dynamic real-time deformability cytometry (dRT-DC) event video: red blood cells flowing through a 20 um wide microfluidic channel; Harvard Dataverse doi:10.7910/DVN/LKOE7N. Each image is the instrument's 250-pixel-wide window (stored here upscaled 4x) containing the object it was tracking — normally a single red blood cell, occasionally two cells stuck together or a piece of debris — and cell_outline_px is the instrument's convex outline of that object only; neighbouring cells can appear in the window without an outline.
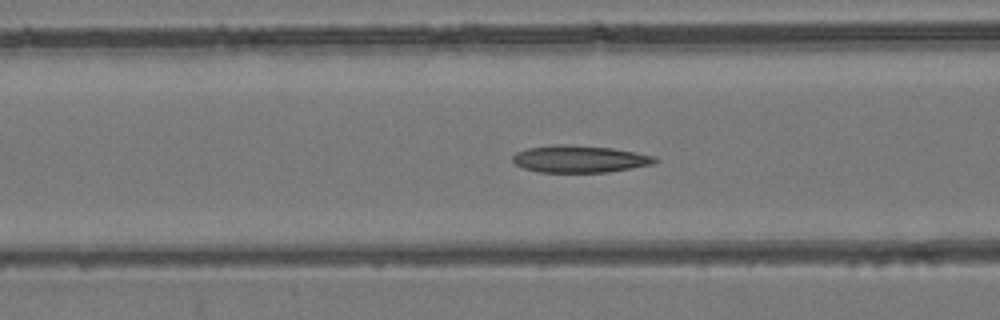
{"species": "common noctule bat (a hibernating species)", "species_latin": "Nyctalus noctula", "temperature_condition": "room temperature", "stored_images_in_passage": 50, "camera_frame_rate_fps": 3000, "um_per_image_px": 0.085, "animal": {"sex": "female", "body_mass_g": 24.6, "forearm_length_mm": 56.2}, "frame": {"image": 1, "passage_image": 20, "time_ms": 6.333, "image_size_px": [1000, 320], "cell_outline_px": [[660, 160], [652, 164], [632, 168], [608, 172], [540, 172], [524, 168], [512, 164], [512, 156], [516, 152], [528, 148], [552, 144], [564, 144], [612, 148], [656, 156]], "centroid_in_image_um": [49.25, 13.51], "position_along_channel_um": 117.4, "area_um2": 22.6}}
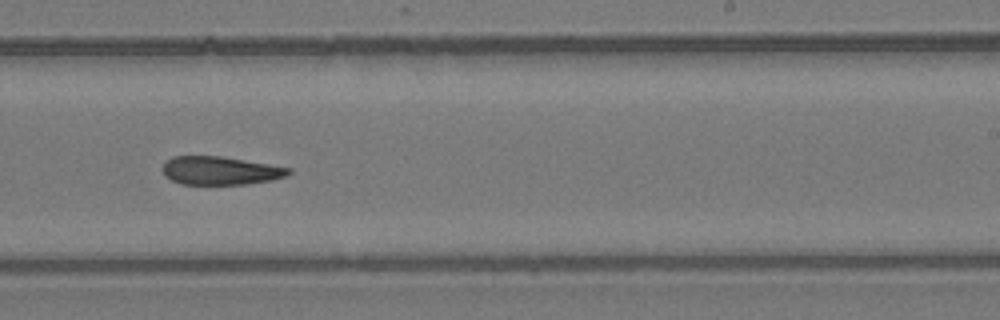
{"frame": {"image": 2, "passage_image": 31, "time_ms": 10.0, "image_size_px": [1000, 320], "cell_outline_px": [[292, 172], [288, 176], [272, 180], [244, 184], [180, 184], [164, 176], [160, 168], [172, 156], [220, 156], [292, 168]], "centroid_in_image_um": [18.71, 14.5], "position_along_channel_um": 270.3, "area_um2": 20.87}}
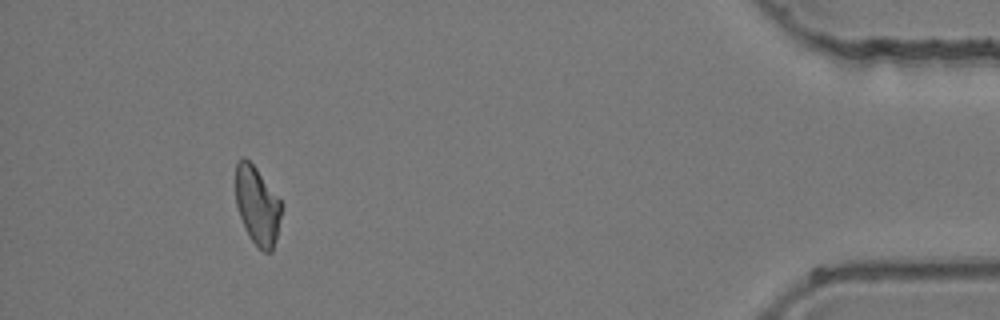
{"frame": {"image": 3, "passage_image": 46, "time_ms": 15.0, "image_size_px": [1000, 320], "cell_outline_px": [[284, 204], [276, 240], [272, 252], [264, 252], [252, 240], [240, 216], [236, 204], [236, 164], [244, 156], [256, 168]], "centroid_in_image_um": [21.91, 17.47], "position_along_channel_um": 413.3, "area_um2": 20.75}}